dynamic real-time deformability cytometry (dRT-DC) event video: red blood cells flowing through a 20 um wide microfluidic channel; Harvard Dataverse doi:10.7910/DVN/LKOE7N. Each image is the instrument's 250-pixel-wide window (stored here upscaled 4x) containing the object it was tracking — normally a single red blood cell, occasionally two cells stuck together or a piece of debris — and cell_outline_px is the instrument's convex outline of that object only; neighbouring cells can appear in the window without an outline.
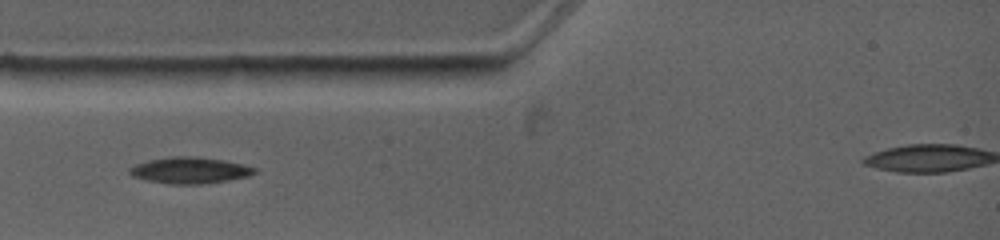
{"species": "common noctule bat (a hibernating species)", "species_latin": "Nyctalus noctula", "temperature_condition": "warm", "stored_images_in_passage": 2, "camera_frame_rate_fps": 4500, "um_per_image_px": 0.085, "animal": {"sex": "female", "body_mass_g": 19.0, "forearm_length_mm": 53.3}, "frame": {"image": 1, "passage_image": 1, "time_ms": 0.0, "image_size_px": [1000, 240], "cell_outline_px": [[260, 172], [248, 176], [228, 180], [200, 184], [172, 184], [148, 180], [132, 176], [128, 172], [128, 168], [136, 164], [148, 160], [172, 156], [196, 156], [224, 160], [256, 168]], "centroid_in_image_um": [16.14, 14.47], "position_along_channel_um": 68.9, "area_um2": 19.13}}